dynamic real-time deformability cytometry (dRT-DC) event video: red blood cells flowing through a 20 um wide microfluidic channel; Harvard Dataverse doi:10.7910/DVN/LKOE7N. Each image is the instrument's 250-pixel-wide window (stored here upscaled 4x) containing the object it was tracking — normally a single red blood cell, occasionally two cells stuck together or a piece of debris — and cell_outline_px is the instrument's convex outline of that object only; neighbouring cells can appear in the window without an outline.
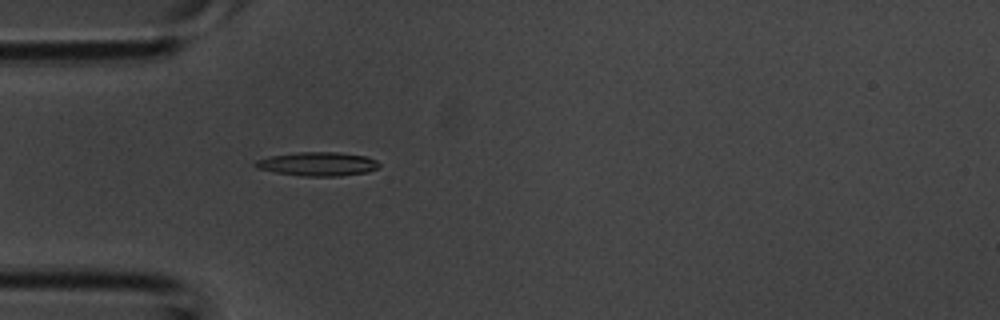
{"species": "common noctule bat (a hibernating species)", "species_latin": "Nyctalus noctula", "temperature_condition": "room temperature", "stored_images_in_passage": 2, "camera_frame_rate_fps": 3000, "um_per_image_px": 0.085, "animal": {"sex": "male", "body_mass_g": 20.1, "forearm_length_mm": 53.5}, "frame": {"image": 1, "passage_image": 2, "time_ms": 0.333, "image_size_px": [1000, 320], "cell_outline_px": [[380, 164], [376, 168], [368, 172], [340, 176], [304, 176], [276, 172], [256, 168], [252, 164], [256, 160], [268, 156], [296, 152], [340, 152], [368, 156], [376, 160]], "centroid_in_image_um": [26.99, 13.92], "position_along_channel_um": 58.0, "area_um2": 17.34}}